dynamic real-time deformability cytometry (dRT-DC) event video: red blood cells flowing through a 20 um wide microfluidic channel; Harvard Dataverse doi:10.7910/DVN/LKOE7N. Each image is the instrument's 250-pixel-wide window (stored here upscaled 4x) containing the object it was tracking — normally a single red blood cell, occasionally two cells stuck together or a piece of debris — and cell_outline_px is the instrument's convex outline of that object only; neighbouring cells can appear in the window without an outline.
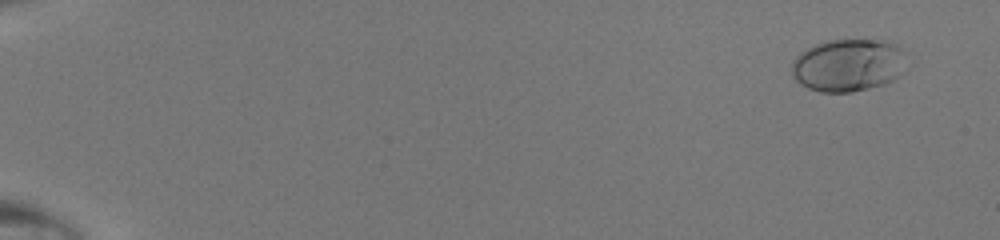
{"species": "human", "species_latin": "Homo sapiens", "temperature_condition": "room temperature", "stored_images_in_passage": 50, "camera_frame_rate_fps": 3000, "um_per_image_px": 0.085, "donor": {"sex": "male"}, "frame": {"image": 1, "passage_image": 4, "time_ms": 1.0, "image_size_px": [1000, 240], "cell_outline_px": [[900, 52], [896, 76], [892, 80], [884, 84], [852, 92], [820, 92], [808, 88], [800, 84], [792, 76], [792, 60], [800, 52], [816, 44], [828, 40], [880, 40], [896, 44], [900, 48]], "centroid_in_image_um": [71.94, 5.55], "position_along_channel_um": 13.1, "area_um2": 34.22}}
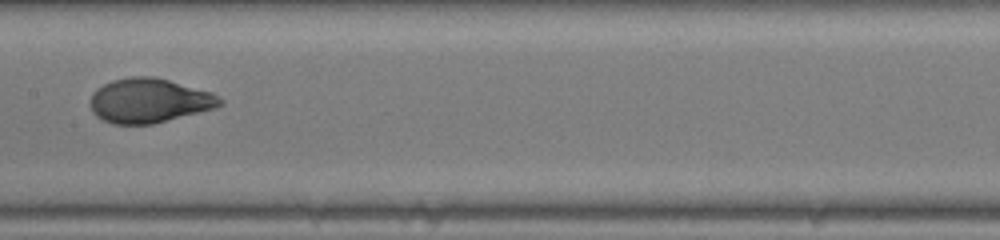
{"frame": {"image": 2, "passage_image": 29, "time_ms": 9.333, "image_size_px": [1000, 240], "cell_outline_px": [[224, 104], [216, 108], [152, 124], [112, 124], [96, 116], [92, 112], [88, 104], [92, 92], [96, 88], [112, 80], [128, 76], [152, 76], [168, 80], [212, 92], [224, 100]], "centroid_in_image_um": [12.65, 8.55], "position_along_channel_um": 194.7, "area_um2": 33.87}}
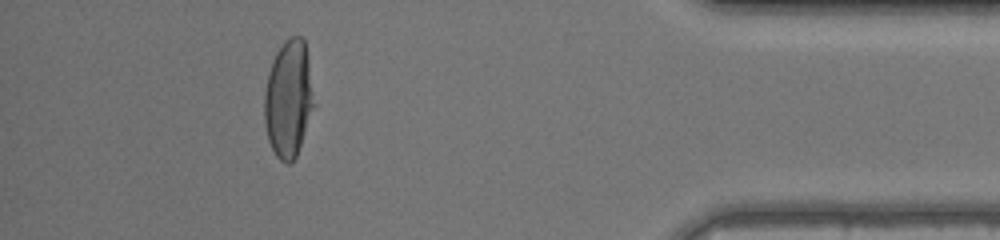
{"frame": {"image": 3, "passage_image": 46, "time_ms": 15.0, "image_size_px": [1000, 240], "cell_outline_px": [[316, 104], [296, 156], [288, 164], [280, 160], [276, 156], [268, 140], [264, 124], [264, 92], [268, 72], [272, 60], [276, 52], [284, 40], [292, 36], [300, 36], [304, 40], [308, 60]], "centroid_in_image_um": [24.52, 8.39], "position_along_channel_um": 410.7, "area_um2": 34.22}}